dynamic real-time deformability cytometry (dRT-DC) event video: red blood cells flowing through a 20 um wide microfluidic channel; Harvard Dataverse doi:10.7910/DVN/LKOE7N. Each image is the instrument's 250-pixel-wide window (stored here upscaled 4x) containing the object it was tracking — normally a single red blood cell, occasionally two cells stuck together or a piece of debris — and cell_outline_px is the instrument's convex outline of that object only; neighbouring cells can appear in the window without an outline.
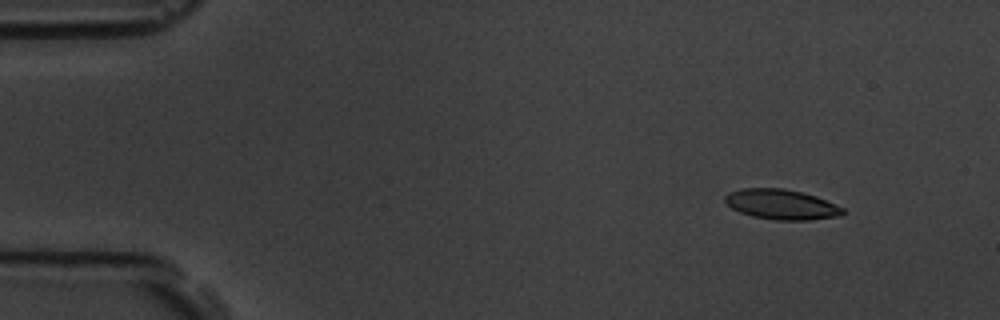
{"species": "common noctule bat (a hibernating species)", "species_latin": "Nyctalus noctula", "temperature_condition": "room temperature", "stored_images_in_passage": 5, "camera_frame_rate_fps": 3000, "um_per_image_px": 0.085, "animal": {"sex": "male", "body_mass_g": 19.5, "forearm_length_mm": 54.6}, "frame": {"image": 1, "passage_image": 2, "time_ms": 1.0, "image_size_px": [1000, 320], "cell_outline_px": [[844, 212], [840, 216], [808, 220], [776, 220], [752, 216], [740, 212], [732, 208], [724, 200], [724, 196], [728, 192], [744, 188], [784, 188], [816, 196], [844, 208]], "centroid_in_image_um": [66.41, 17.37], "position_along_channel_um": 18.6, "area_um2": 20.58}}
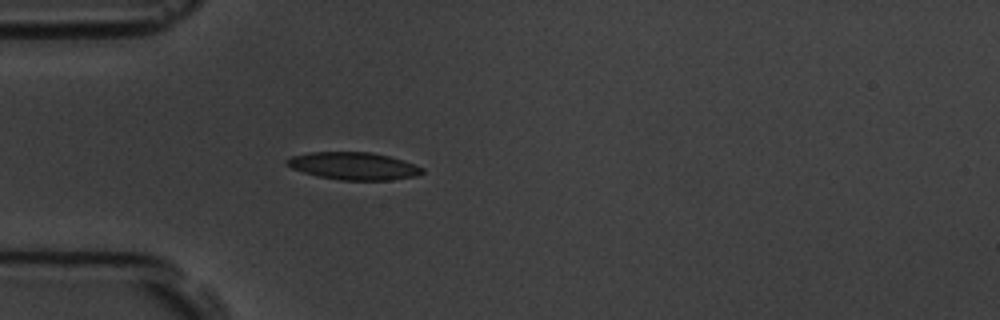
{"frame": {"image": 2, "passage_image": 5, "time_ms": 4.333, "image_size_px": [1000, 320], "cell_outline_px": [[424, 172], [416, 176], [392, 180], [340, 180], [320, 176], [304, 172], [292, 168], [284, 164], [284, 160], [292, 156], [308, 152], [372, 152], [404, 160], [424, 168]], "centroid_in_image_um": [30.06, 14.1], "position_along_channel_um": 54.9, "area_um2": 21.73}}